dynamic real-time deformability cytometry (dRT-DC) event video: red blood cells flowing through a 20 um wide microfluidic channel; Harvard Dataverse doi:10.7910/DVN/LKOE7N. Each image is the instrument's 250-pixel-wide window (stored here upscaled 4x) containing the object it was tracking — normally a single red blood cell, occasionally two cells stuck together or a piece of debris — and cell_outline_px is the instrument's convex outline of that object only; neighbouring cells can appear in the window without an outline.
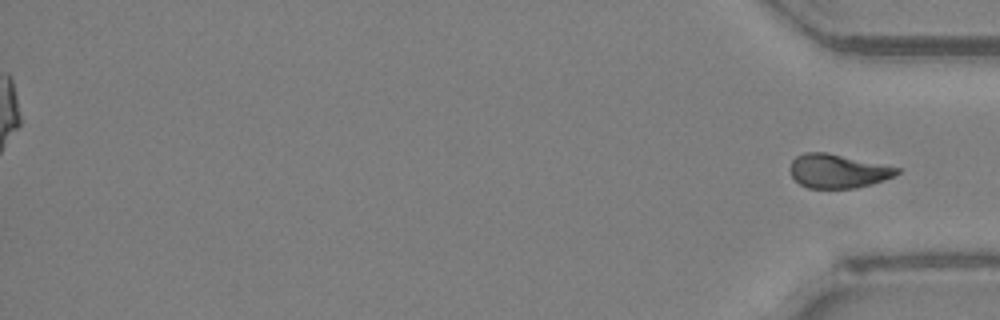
{"species": "Egyptian fruit bat (a non-hibernating species)", "species_latin": "Rousettus aegyptiacus", "temperature_condition": "room temperature", "stored_images_in_passage": 39, "segment_of_instrument_passage": [2, 2], "camera_frame_rate_fps": 3000, "um_per_image_px": 0.085, "animal": {"sex": "female"}, "frame": {"image": 1, "passage_image": 39, "time_ms": 12.667, "image_size_px": [1000, 320], "cell_outline_px": [[900, 172], [896, 176], [872, 184], [856, 188], [808, 188], [800, 184], [792, 176], [792, 160], [796, 156], [804, 152], [828, 152], [900, 168]], "centroid_in_image_um": [71.25, 14.54], "position_along_channel_um": 363.9, "area_um2": 21.04}}